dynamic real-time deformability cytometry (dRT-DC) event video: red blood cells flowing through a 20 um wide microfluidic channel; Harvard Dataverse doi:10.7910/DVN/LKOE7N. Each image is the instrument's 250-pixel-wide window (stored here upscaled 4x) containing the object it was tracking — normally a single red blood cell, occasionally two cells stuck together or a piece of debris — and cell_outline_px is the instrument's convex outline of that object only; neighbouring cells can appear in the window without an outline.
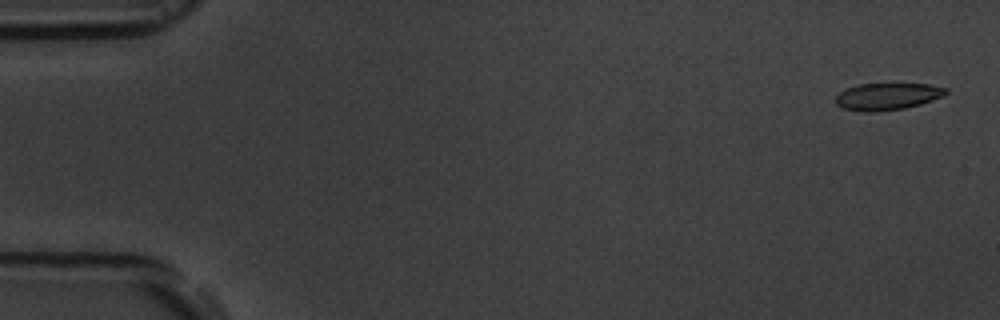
{"species": "common noctule bat (a hibernating species)", "species_latin": "Nyctalus noctula", "temperature_condition": "room temperature", "stored_images_in_passage": 6, "camera_frame_rate_fps": 3000, "um_per_image_px": 0.085, "animal": {"sex": "male", "body_mass_g": 19.5, "forearm_length_mm": 54.6}, "frame": {"image": 1, "passage_image": 1, "time_ms": 0.0, "image_size_px": [1000, 320], "cell_outline_px": [[948, 92], [944, 96], [920, 104], [904, 108], [876, 112], [860, 112], [844, 108], [836, 104], [836, 96], [840, 92], [856, 84], [928, 84], [948, 88]], "centroid_in_image_um": [75.43, 8.2], "position_along_channel_um": 9.6, "area_um2": 17.34}}
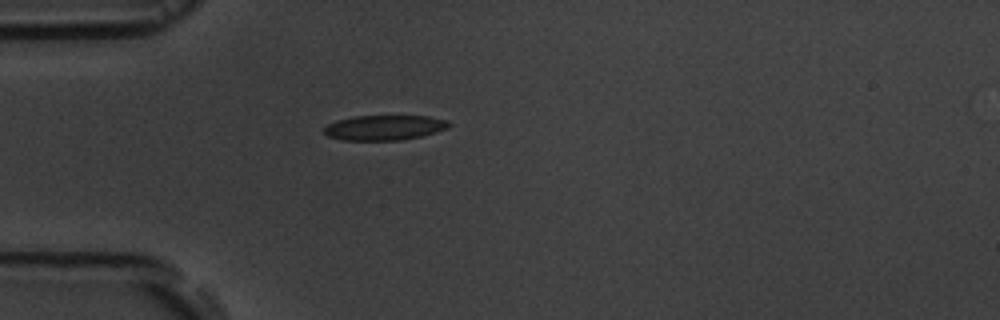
{"frame": {"image": 2, "passage_image": 5, "time_ms": 4.667, "image_size_px": [1000, 320], "cell_outline_px": [[452, 124], [448, 128], [436, 132], [420, 136], [400, 140], [340, 140], [328, 136], [324, 132], [324, 128], [328, 124], [336, 120], [356, 116], [428, 116], [448, 120]], "centroid_in_image_um": [32.69, 10.84], "position_along_channel_um": 52.3, "area_um2": 18.21}}